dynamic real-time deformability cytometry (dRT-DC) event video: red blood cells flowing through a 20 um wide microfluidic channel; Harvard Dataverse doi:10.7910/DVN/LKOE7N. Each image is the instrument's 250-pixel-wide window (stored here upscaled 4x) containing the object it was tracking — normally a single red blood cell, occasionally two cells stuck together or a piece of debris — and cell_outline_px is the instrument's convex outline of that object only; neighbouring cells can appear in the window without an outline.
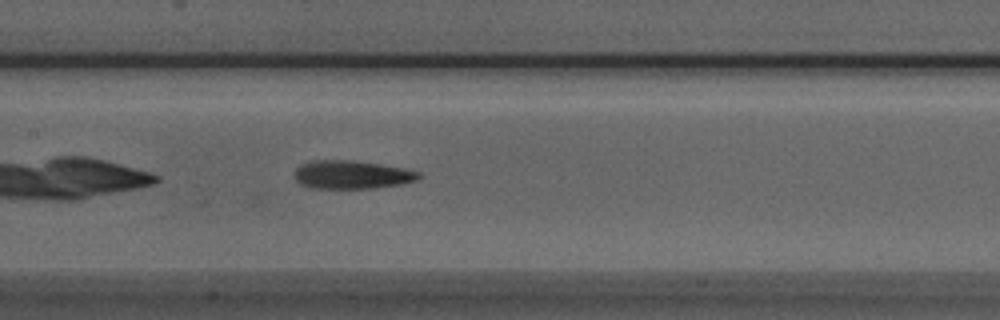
{"species": "Egyptian fruit bat (a non-hibernating species)", "species_latin": "Rousettus aegyptiacus", "temperature_condition": "room temperature", "stored_images_in_passage": 33, "camera_frame_rate_fps": 3000, "um_per_image_px": 0.085, "animal": {"sex": "male"}, "frame": {"image": 1, "passage_image": 10, "time_ms": 3.0, "image_size_px": [1000, 320], "cell_outline_px": [[424, 176], [420, 180], [404, 184], [372, 188], [312, 188], [300, 184], [292, 176], [296, 168], [300, 164], [312, 160], [348, 160], [380, 164], [404, 168], [420, 172]], "centroid_in_image_um": [29.93, 14.85], "position_along_channel_um": 177.5, "area_um2": 20.87}}
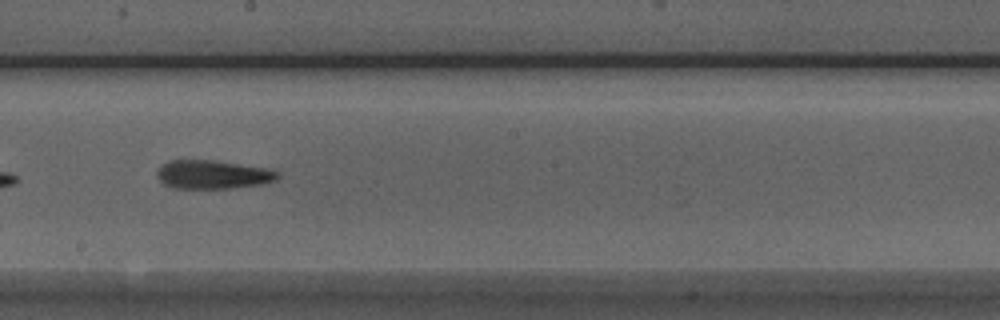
{"frame": {"image": 2, "passage_image": 14, "time_ms": 4.333, "image_size_px": [1000, 320], "cell_outline_px": [[280, 176], [276, 180], [260, 184], [228, 188], [172, 188], [164, 184], [156, 176], [156, 172], [160, 164], [168, 160], [212, 160], [272, 168], [280, 172]], "centroid_in_image_um": [18.09, 14.82], "position_along_channel_um": 230.1, "area_um2": 20.4}, "authors_computed_cell_mechanics": {"area_um2": 19.8832, "velocity_mm_per_s": 3.9743, "shape_relaxation_time_tau1_ms": 8.1594, "shape_relaxation_time_tau2_ms": 7.0945, "deformation_change_tau1": 0.2135, "deformation_change_tau2": 0.2035}}